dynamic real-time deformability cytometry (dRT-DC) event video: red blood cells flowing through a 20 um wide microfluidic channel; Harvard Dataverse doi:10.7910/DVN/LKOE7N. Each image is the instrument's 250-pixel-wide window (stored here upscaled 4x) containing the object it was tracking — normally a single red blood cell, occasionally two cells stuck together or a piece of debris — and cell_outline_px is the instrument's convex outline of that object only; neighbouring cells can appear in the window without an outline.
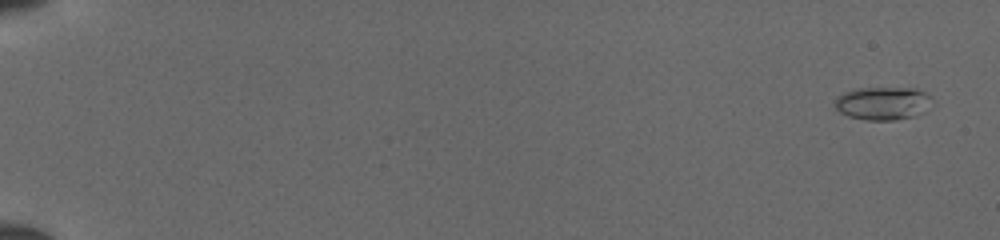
{"species": "common noctule bat (a hibernating species)", "species_latin": "Nyctalus noctula", "temperature_condition": "cold", "stored_images_in_passage": 46, "camera_frame_rate_fps": 3000, "um_per_image_px": 0.085, "animal": {"sex": "female", "body_mass_g": 19.5, "forearm_length_mm": 54.1}, "frame": {"image": 1, "passage_image": 1, "time_ms": 0.0, "image_size_px": [1000, 240], "cell_outline_px": [[936, 104], [924, 112], [912, 116], [896, 120], [864, 120], [848, 116], [840, 112], [836, 108], [836, 96], [844, 92], [856, 88], [916, 88], [932, 96], [936, 100]], "centroid_in_image_um": [75.12, 8.77], "position_along_channel_um": 9.9, "area_um2": 19.19}}
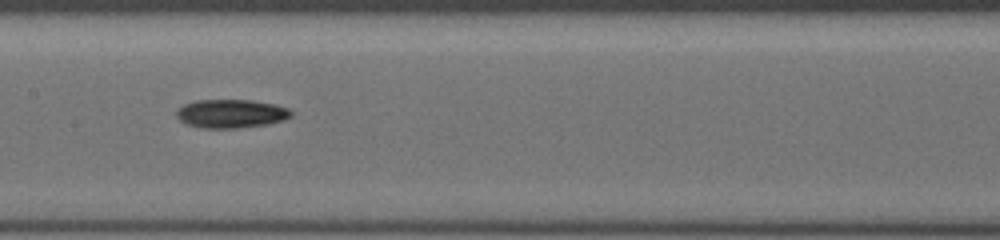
{"frame": {"image": 2, "passage_image": 27, "time_ms": 8.667, "image_size_px": [1000, 240], "cell_outline_px": [[292, 116], [284, 120], [268, 124], [240, 128], [200, 128], [188, 124], [180, 120], [176, 116], [176, 108], [184, 104], [196, 100], [252, 100], [276, 104], [288, 108], [292, 112]], "centroid_in_image_um": [19.64, 9.66], "position_along_channel_um": 187.8, "area_um2": 19.31}}
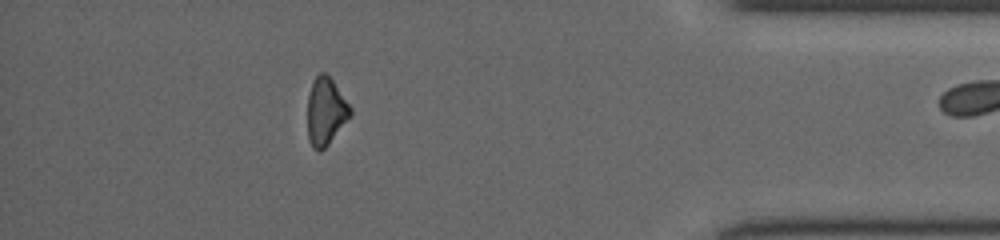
{"frame": {"image": 3, "passage_image": 45, "time_ms": 14.667, "image_size_px": [1000, 240], "cell_outline_px": [[352, 116], [328, 144], [320, 152], [312, 148], [308, 140], [308, 96], [312, 80], [320, 72], [324, 72], [332, 80], [352, 108]], "centroid_in_image_um": [27.69, 9.48], "position_along_channel_um": 407.5, "area_um2": 16.94}}